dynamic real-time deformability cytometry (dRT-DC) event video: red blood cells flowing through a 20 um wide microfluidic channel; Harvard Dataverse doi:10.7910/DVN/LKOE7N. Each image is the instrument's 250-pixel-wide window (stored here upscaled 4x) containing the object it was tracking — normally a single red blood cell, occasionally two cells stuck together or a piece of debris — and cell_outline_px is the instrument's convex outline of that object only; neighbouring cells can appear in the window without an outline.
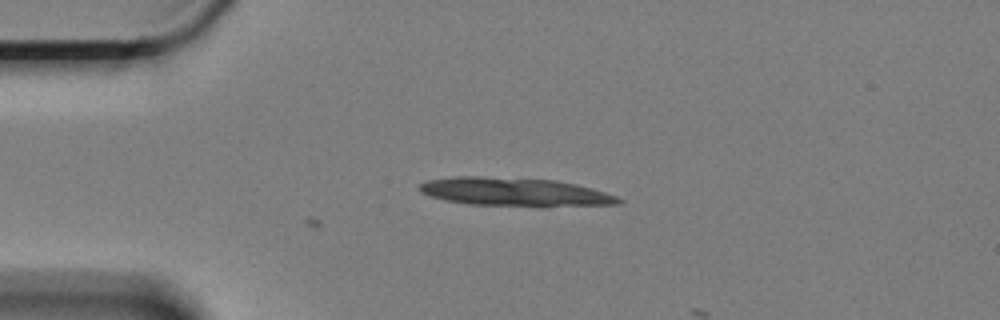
{"species": "Egyptian fruit bat (a non-hibernating species)", "species_latin": "Rousettus aegyptiacus", "temperature_condition": "cold", "stored_images_in_passage": 4, "camera_frame_rate_fps": 3000, "um_per_image_px": 0.085, "animal": {"sex": "female"}, "frame": {"image": 1, "passage_image": 4, "time_ms": 1.0, "image_size_px": [1000, 320], "cell_outline_px": [[624, 200], [620, 204], [540, 208], [468, 204], [448, 200], [432, 196], [420, 192], [420, 184], [428, 180], [456, 176], [480, 176], [556, 180], [576, 184], [604, 192], [616, 196]], "centroid_in_image_um": [43.83, 16.34], "position_along_channel_um": 41.2, "area_um2": 33.58}}